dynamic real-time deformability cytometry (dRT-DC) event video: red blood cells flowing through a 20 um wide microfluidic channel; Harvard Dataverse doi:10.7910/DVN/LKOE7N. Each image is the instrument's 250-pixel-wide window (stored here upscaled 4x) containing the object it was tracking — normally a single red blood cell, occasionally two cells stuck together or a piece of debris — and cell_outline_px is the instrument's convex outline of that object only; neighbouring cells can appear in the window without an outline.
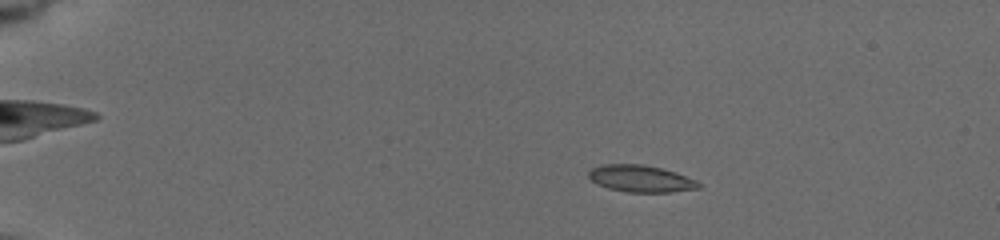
{"species": "common noctule bat (a hibernating species)", "species_latin": "Nyctalus noctula", "temperature_condition": "cold", "stored_images_in_passage": 10, "camera_frame_rate_fps": 3000, "um_per_image_px": 0.085, "animal": {"sex": "female", "body_mass_g": 19.5, "forearm_length_mm": 54.1}, "frame": {"image": 1, "passage_image": 4, "time_ms": 2.667, "image_size_px": [1000, 240], "cell_outline_px": [[700, 188], [672, 192], [628, 192], [608, 188], [596, 184], [588, 176], [588, 172], [592, 168], [604, 164], [640, 164], [660, 168], [676, 172], [696, 180], [700, 184]], "centroid_in_image_um": [54.46, 15.19], "position_along_channel_um": 30.5, "area_um2": 17.17}}
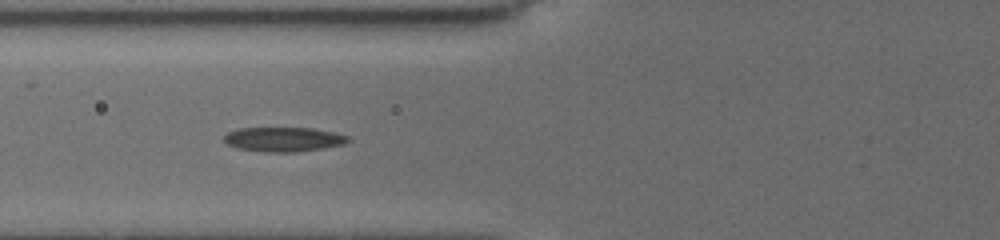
{"frame": {"image": 2, "passage_image": 9, "time_ms": 7.0, "image_size_px": [1000, 240], "cell_outline_px": [[352, 140], [344, 144], [324, 148], [296, 152], [264, 152], [236, 148], [228, 144], [224, 140], [224, 136], [228, 132], [236, 128], [312, 128], [336, 132], [348, 136]], "centroid_in_image_um": [24.13, 11.84], "position_along_channel_um": 101.7, "area_um2": 17.86}}
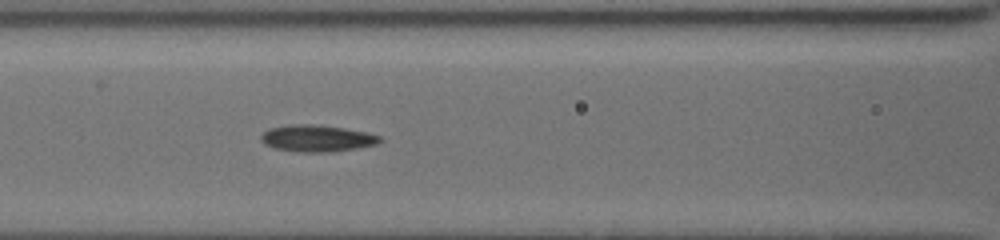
{"frame": {"image": 3, "passage_image": 10, "time_ms": 8.0, "image_size_px": [1000, 240], "cell_outline_px": [[384, 140], [376, 144], [356, 148], [332, 152], [300, 152], [276, 148], [264, 144], [260, 140], [260, 136], [268, 128], [292, 124], [312, 124], [344, 128], [368, 132], [380, 136]], "centroid_in_image_um": [26.95, 11.75], "position_along_channel_um": 139.7, "area_um2": 18.55}}